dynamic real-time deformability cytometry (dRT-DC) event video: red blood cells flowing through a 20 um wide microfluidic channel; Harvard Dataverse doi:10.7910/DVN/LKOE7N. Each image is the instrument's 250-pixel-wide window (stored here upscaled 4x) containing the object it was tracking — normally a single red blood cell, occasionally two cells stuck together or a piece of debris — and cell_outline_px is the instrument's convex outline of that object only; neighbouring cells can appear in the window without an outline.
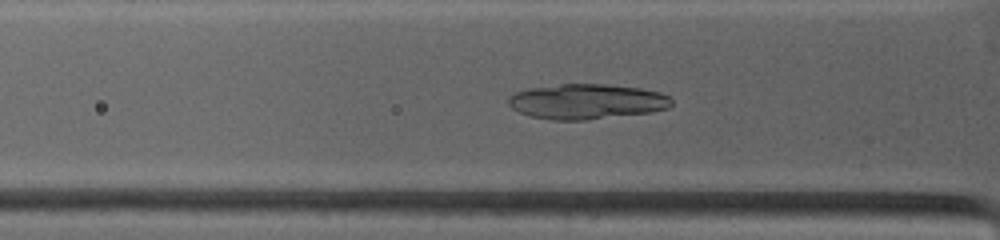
{"species": "common noctule bat (a hibernating species)", "species_latin": "Nyctalus noctula", "temperature_condition": "warm", "stored_images_in_passage": 8, "camera_frame_rate_fps": 4500, "um_per_image_px": 0.085, "animal": {"sex": "female", "body_mass_g": 19.0, "forearm_length_mm": 53.3}, "frame": {"image": 1, "passage_image": 3, "time_ms": 0.222, "image_size_px": [1000, 240], "cell_outline_px": [[672, 104], [668, 108], [652, 112], [588, 120], [552, 120], [528, 116], [512, 108], [508, 104], [508, 96], [516, 92], [528, 88], [560, 84], [604, 84], [640, 88], [660, 92], [668, 96], [672, 100]], "centroid_in_image_um": [49.86, 8.63], "position_along_channel_um": 75.9, "area_um2": 33.64}}